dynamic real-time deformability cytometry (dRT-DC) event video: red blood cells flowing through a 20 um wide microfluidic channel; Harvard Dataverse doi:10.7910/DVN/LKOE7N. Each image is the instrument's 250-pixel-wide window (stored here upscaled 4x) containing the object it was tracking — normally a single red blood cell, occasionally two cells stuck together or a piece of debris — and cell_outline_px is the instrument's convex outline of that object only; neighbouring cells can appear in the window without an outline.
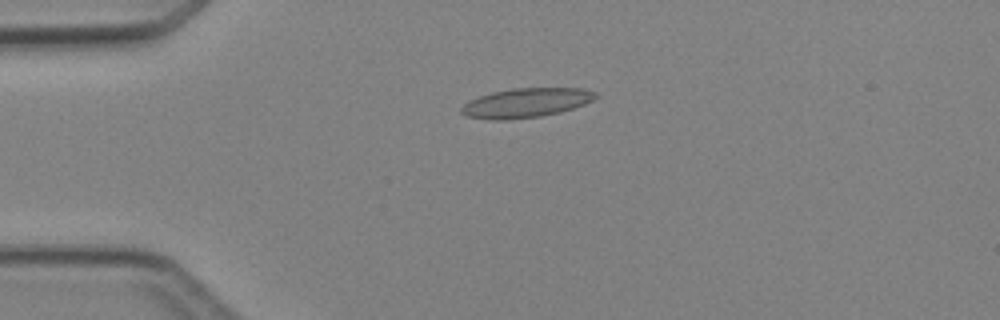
{"species": "Egyptian fruit bat (a non-hibernating species)", "species_latin": "Rousettus aegyptiacus", "temperature_condition": "cold", "stored_images_in_passage": 3, "camera_frame_rate_fps": 3000, "um_per_image_px": 0.085, "animal": {"sex": "female"}, "frame": {"image": 1, "passage_image": 1, "time_ms": 0.0, "image_size_px": [1000, 320], "cell_outline_px": [[600, 96], [584, 104], [560, 112], [540, 116], [504, 120], [492, 120], [468, 116], [460, 112], [460, 108], [468, 100], [492, 92], [512, 88], [584, 88], [596, 92]], "centroid_in_image_um": [44.72, 8.73], "position_along_channel_um": 40.3, "area_um2": 22.95}}
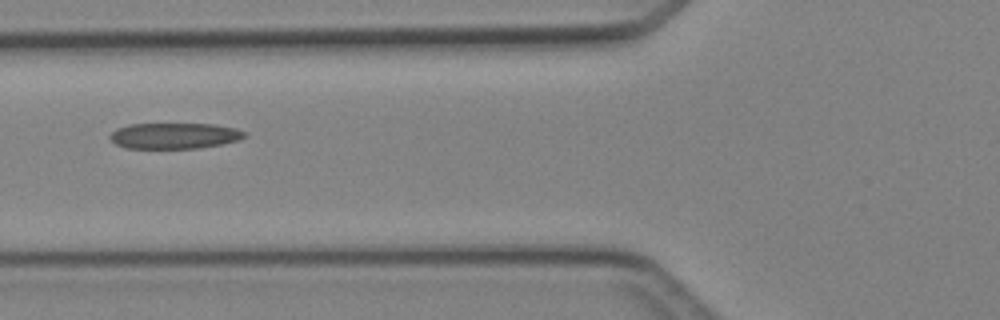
{"frame": {"image": 2, "passage_image": 3, "time_ms": 2.333, "image_size_px": [1000, 320], "cell_outline_px": [[248, 136], [236, 140], [220, 144], [200, 148], [124, 148], [116, 144], [108, 136], [116, 128], [128, 124], [212, 124], [236, 128], [244, 132]], "centroid_in_image_um": [14.79, 11.54], "position_along_channel_um": 111.0, "area_um2": 20.23}}